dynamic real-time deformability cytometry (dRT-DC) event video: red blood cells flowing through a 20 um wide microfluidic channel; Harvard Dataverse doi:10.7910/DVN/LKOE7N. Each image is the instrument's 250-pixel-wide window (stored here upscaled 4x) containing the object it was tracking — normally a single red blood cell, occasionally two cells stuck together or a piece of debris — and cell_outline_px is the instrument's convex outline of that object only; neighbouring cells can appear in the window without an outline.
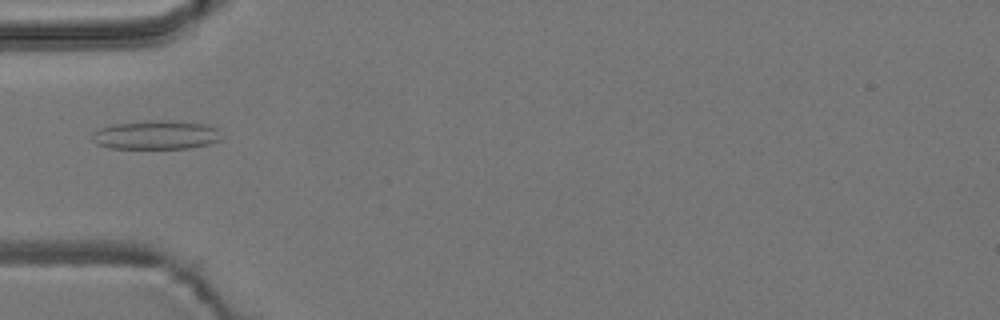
{"species": "common noctule bat (a hibernating species)", "species_latin": "Nyctalus noctula", "temperature_condition": "room temperature", "stored_images_in_passage": 5, "camera_frame_rate_fps": 3000, "um_per_image_px": 0.085, "animal": {"sex": "male", "body_mass_g": 19.2, "forearm_length_mm": 51.8}, "frame": {"image": 1, "passage_image": 5, "time_ms": 1.333, "image_size_px": [1000, 320], "cell_outline_px": [[220, 140], [208, 144], [188, 148], [108, 148], [96, 144], [92, 140], [92, 132], [96, 128], [112, 124], [156, 120], [168, 120], [208, 124], [216, 128]], "centroid_in_image_um": [13.19, 11.46], "position_along_channel_um": 71.8, "area_um2": 21.79}}